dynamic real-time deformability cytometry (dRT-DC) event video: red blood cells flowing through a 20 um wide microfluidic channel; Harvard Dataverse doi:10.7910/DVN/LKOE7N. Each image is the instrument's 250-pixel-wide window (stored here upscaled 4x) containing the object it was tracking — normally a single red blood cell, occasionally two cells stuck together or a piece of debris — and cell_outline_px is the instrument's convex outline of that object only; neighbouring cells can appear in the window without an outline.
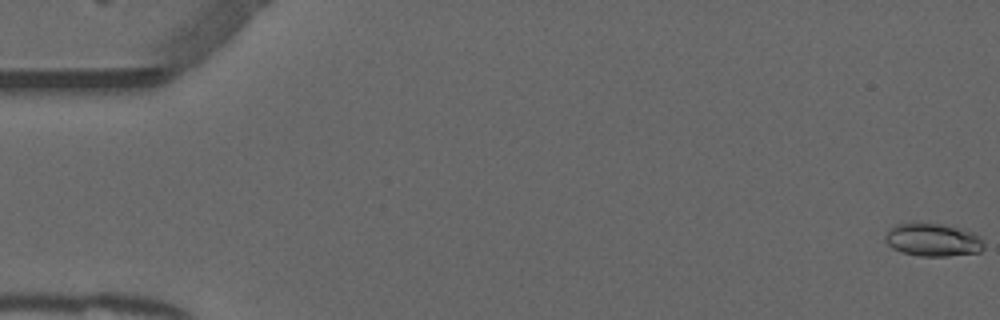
{"species": "common noctule bat (a hibernating species)", "species_latin": "Nyctalus noctula", "temperature_condition": "warm", "stored_images_in_passage": 46, "camera_frame_rate_fps": 3000, "um_per_image_px": 0.085, "animal": {"sex": "male", "forearm_length_mm": 52.5}, "frame": {"image": 1, "passage_image": 1, "time_ms": 0.0, "image_size_px": [1000, 320], "cell_outline_px": [[984, 248], [980, 252], [948, 256], [920, 256], [900, 252], [892, 248], [884, 240], [884, 236], [896, 224], [944, 224], [972, 232], [980, 236], [984, 240]], "centroid_in_image_um": [79.32, 20.41], "position_along_channel_um": 5.7, "area_um2": 18.84}}
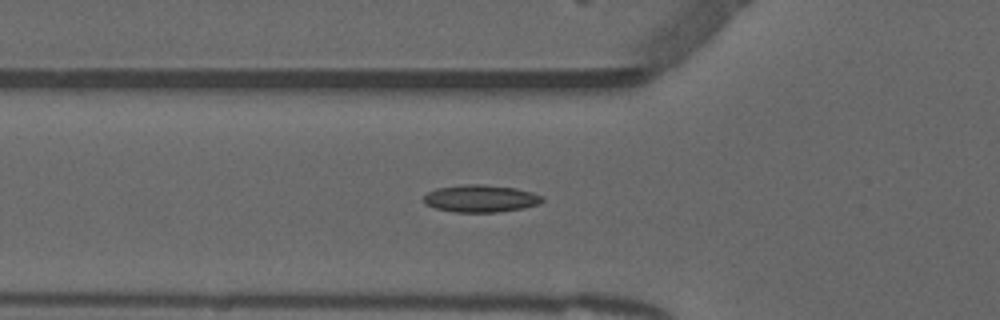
{"frame": {"image": 2, "passage_image": 19, "time_ms": 6.0, "image_size_px": [1000, 320], "cell_outline_px": [[544, 200], [540, 204], [524, 208], [496, 212], [456, 212], [436, 208], [424, 204], [424, 196], [428, 192], [436, 188], [464, 184], [484, 184], [516, 188], [532, 192], [544, 196]], "centroid_in_image_um": [40.88, 16.87], "position_along_channel_um": 84.9, "area_um2": 19.02}}
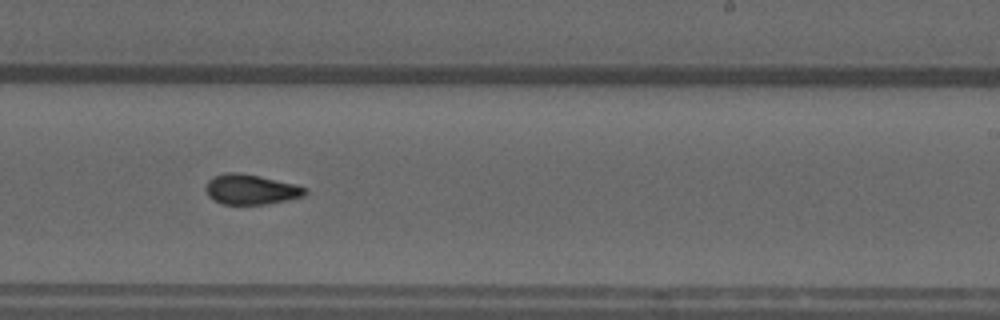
{"frame": {"image": 3, "passage_image": 33, "time_ms": 10.667, "image_size_px": [1000, 320], "cell_outline_px": [[308, 192], [304, 196], [288, 200], [264, 204], [220, 204], [208, 196], [204, 188], [208, 180], [212, 176], [224, 172], [240, 172], [260, 176], [296, 184], [308, 188]], "centroid_in_image_um": [21.31, 16.09], "position_along_channel_um": 267.7, "area_um2": 17.74}, "authors_computed_cell_mechanics": {"area_um2": 17.6001, "velocity_mm_per_s": 3.9057, "shape_relaxation_time_tau1_ms": null, "shape_relaxation_time_tau2_ms": 2.3971, "deformation_change_tau1": null, "deformation_change_tau2": 0.0848}}